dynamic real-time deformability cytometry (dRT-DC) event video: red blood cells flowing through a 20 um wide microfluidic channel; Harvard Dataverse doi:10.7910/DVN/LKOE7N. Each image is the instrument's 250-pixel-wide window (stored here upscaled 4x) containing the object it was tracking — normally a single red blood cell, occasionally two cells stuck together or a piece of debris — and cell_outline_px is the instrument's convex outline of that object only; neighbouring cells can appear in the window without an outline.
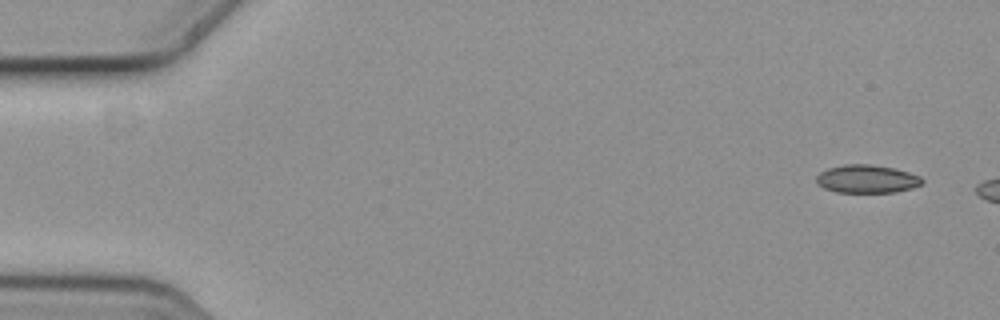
{"species": "common noctule bat (a hibernating species)", "species_latin": "Nyctalus noctula", "temperature_condition": "cold", "stored_images_in_passage": 5, "camera_frame_rate_fps": 3000, "um_per_image_px": 0.085, "animal": {"sex": "female", "body_mass_g": 19.3, "forearm_length_mm": 54.1}, "frame": {"image": 1, "passage_image": 1, "time_ms": 0.0, "image_size_px": [1000, 320], "cell_outline_px": [[924, 184], [912, 188], [896, 192], [836, 192], [824, 188], [816, 184], [816, 176], [820, 172], [828, 168], [844, 164], [872, 164], [892, 168], [908, 172], [920, 176], [924, 180]], "centroid_in_image_um": [73.68, 15.21], "position_along_channel_um": 11.3, "area_um2": 17.46}}
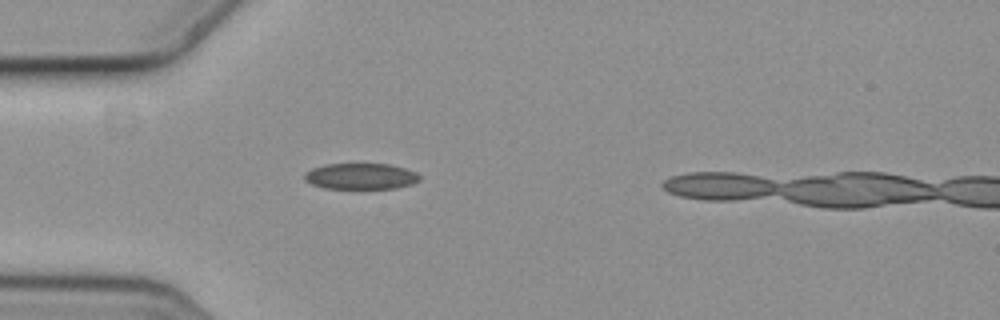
{"frame": {"image": 2, "passage_image": 5, "time_ms": 1.333, "image_size_px": [1000, 320], "cell_outline_px": [[420, 180], [412, 184], [396, 188], [324, 188], [312, 184], [304, 180], [304, 172], [312, 168], [324, 164], [392, 164], [416, 172], [420, 176]], "centroid_in_image_um": [30.66, 14.97], "position_along_channel_um": 54.3, "area_um2": 17.51}}